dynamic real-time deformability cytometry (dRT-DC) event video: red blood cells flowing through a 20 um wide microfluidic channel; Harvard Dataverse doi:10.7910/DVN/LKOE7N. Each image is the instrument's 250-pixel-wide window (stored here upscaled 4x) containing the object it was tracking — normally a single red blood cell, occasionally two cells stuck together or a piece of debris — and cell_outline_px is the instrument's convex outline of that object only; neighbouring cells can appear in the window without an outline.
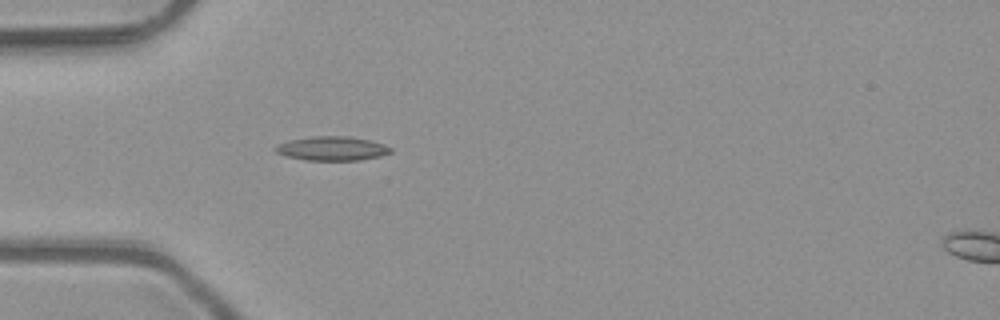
{"species": "common noctule bat (a hibernating species)", "species_latin": "Nyctalus noctula", "temperature_condition": "room temperature", "stored_images_in_passage": 6, "camera_frame_rate_fps": 3000, "um_per_image_px": 0.085, "animal": {"sex": "male", "body_mass_g": 23.1, "forearm_length_mm": 52.7}, "frame": {"image": 1, "passage_image": 5, "time_ms": 1.333, "image_size_px": [1000, 320], "cell_outline_px": [[392, 152], [380, 156], [360, 160], [304, 160], [284, 156], [276, 152], [272, 148], [276, 144], [288, 140], [312, 136], [348, 136], [368, 140], [384, 144], [392, 148]], "centroid_in_image_um": [28.17, 12.62], "position_along_channel_um": 56.8, "area_um2": 16.36}}